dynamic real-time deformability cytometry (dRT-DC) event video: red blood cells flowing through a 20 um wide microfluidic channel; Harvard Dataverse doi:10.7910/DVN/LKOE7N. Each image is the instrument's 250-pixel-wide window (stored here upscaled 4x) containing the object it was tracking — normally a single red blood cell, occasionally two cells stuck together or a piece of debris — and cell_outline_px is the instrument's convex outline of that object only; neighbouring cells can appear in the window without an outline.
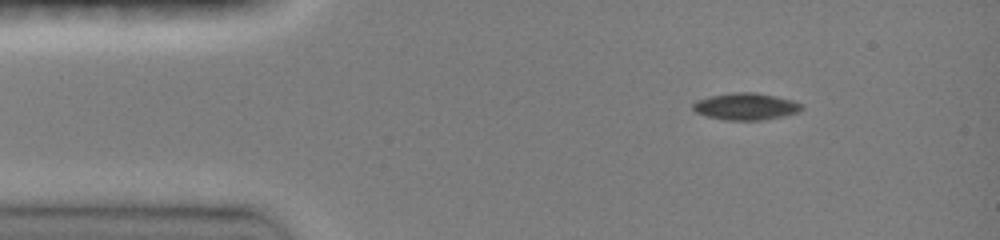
{"species": "common noctule bat (a hibernating species)", "species_latin": "Nyctalus noctula", "temperature_condition": "room temperature", "stored_images_in_passage": 42, "camera_frame_rate_fps": 3000, "um_per_image_px": 0.085, "animal": {"sex": "female", "body_mass_g": 19.0, "forearm_length_mm": 51.5}, "frame": {"image": 1, "passage_image": 1, "time_ms": 0.0, "image_size_px": [1000, 240], "cell_outline_px": [[804, 108], [800, 112], [784, 116], [764, 120], [724, 120], [708, 116], [696, 112], [692, 108], [692, 104], [696, 100], [708, 96], [732, 92], [756, 92], [776, 96], [792, 100], [804, 104]], "centroid_in_image_um": [63.42, 9.04], "position_along_channel_um": 21.6, "area_um2": 17.34}}
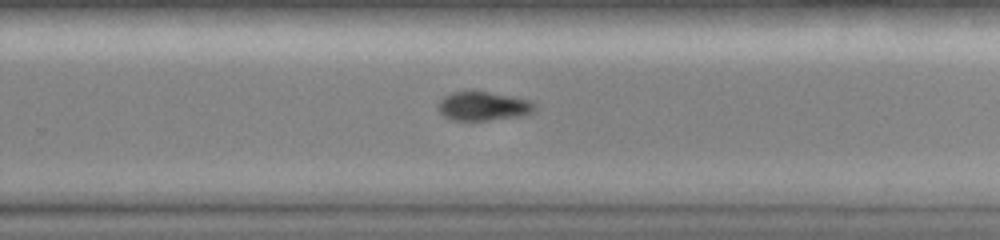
{"frame": {"image": 2, "passage_image": 25, "time_ms": 8.0, "image_size_px": [1000, 240], "cell_outline_px": [[536, 108], [532, 112], [524, 116], [488, 120], [452, 120], [444, 116], [440, 112], [436, 104], [444, 96], [452, 92], [488, 92], [512, 96], [528, 100], [536, 104]], "centroid_in_image_um": [41.08, 9.03], "position_along_channel_um": 288.7, "area_um2": 16.24}}
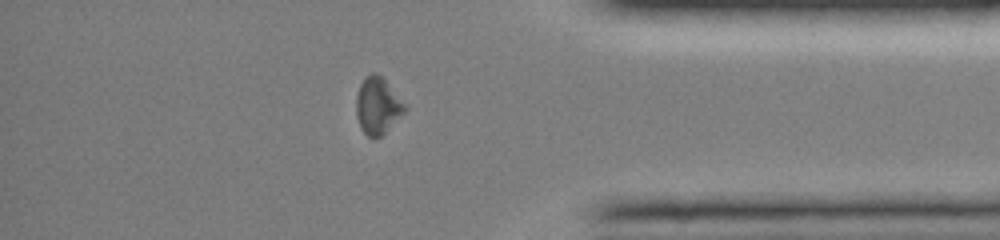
{"frame": {"image": 3, "passage_image": 34, "time_ms": 11.0, "image_size_px": [1000, 240], "cell_outline_px": [[408, 108], [380, 136], [368, 136], [360, 128], [356, 116], [356, 96], [360, 84], [372, 72], [376, 72], [384, 80]], "centroid_in_image_um": [32.06, 8.99], "position_along_channel_um": 403.1, "area_um2": 15.49}}